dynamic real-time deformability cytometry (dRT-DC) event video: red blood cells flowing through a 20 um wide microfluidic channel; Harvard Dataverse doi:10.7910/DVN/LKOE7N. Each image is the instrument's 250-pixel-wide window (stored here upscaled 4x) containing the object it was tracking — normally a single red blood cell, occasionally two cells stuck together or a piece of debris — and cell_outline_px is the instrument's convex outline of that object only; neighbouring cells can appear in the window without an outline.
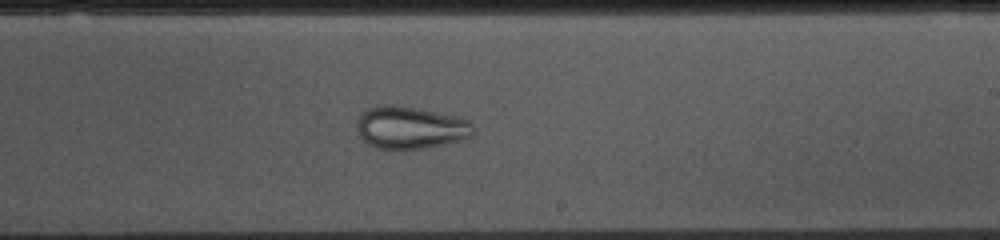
{"species": "common noctule bat (a hibernating species)", "species_latin": "Nyctalus noctula", "temperature_condition": "cold", "stored_images_in_passage": 43, "camera_frame_rate_fps": 3000, "um_per_image_px": 0.085, "animal": {"sex": "female", "body_mass_g": 10.0, "forearm_length_mm": 53.1}, "frame": {"image": 1, "passage_image": 30, "time_ms": 9.667, "image_size_px": [1000, 240], "cell_outline_px": [[472, 136], [444, 144], [428, 148], [404, 152], [376, 148], [368, 144], [360, 136], [356, 128], [360, 112], [368, 108], [384, 104], [392, 104], [416, 108], [456, 116], [468, 120], [472, 124]], "centroid_in_image_um": [34.82, 10.88], "position_along_channel_um": 254.2, "area_um2": 29.3}}
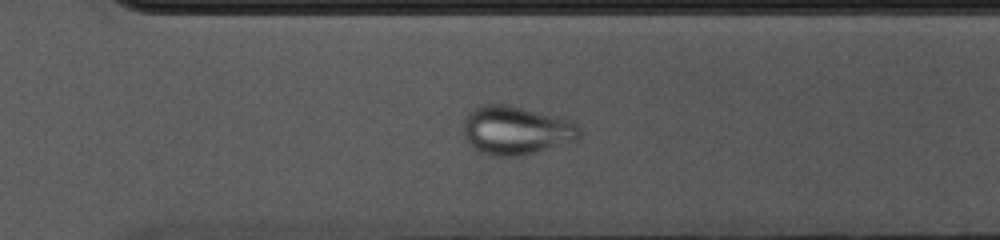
{"frame": {"image": 2, "passage_image": 36, "time_ms": 11.667, "image_size_px": [1000, 240], "cell_outline_px": [[580, 136], [576, 140], [520, 156], [496, 156], [484, 152], [476, 148], [464, 136], [464, 120], [468, 112], [472, 108], [484, 104], [500, 104], [520, 108], [556, 116], [568, 120], [576, 124], [580, 128]], "centroid_in_image_um": [43.85, 11.07], "position_along_channel_um": 326.7, "area_um2": 32.14}}
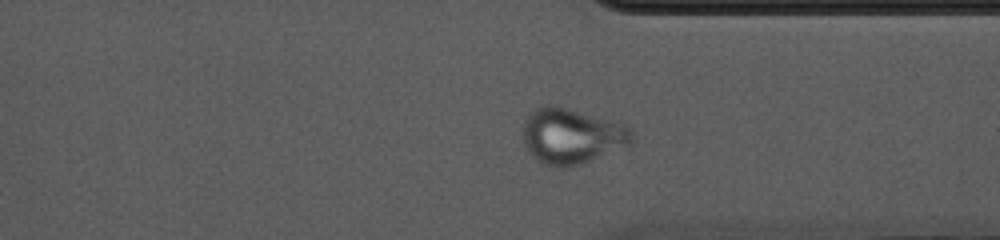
{"frame": {"image": 3, "passage_image": 39, "time_ms": 12.667, "image_size_px": [1000, 240], "cell_outline_px": [[632, 140], [628, 144], [580, 164], [544, 164], [536, 160], [532, 156], [524, 144], [520, 136], [524, 120], [528, 112], [536, 108], [548, 104], [556, 104], [628, 124], [632, 128]], "centroid_in_image_um": [48.54, 11.48], "position_along_channel_um": 362.9, "area_um2": 35.26}}